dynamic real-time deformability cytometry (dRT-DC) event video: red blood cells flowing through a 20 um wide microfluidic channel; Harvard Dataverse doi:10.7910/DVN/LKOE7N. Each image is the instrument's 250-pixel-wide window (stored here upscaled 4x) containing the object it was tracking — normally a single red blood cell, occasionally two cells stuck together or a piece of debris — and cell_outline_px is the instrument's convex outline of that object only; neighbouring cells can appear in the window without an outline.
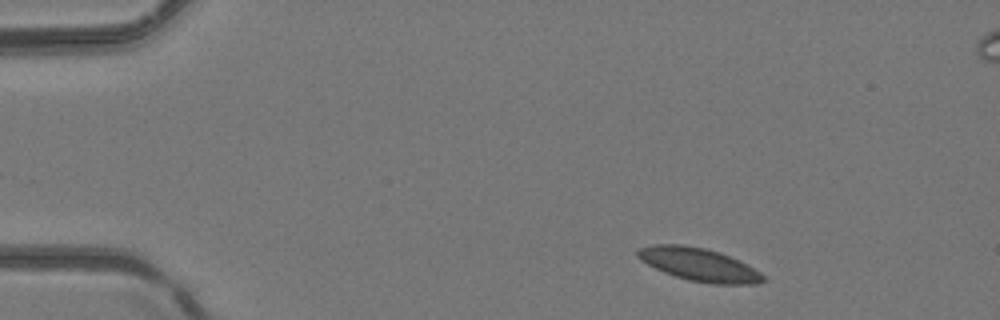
{"species": "common noctule bat (a hibernating species)", "species_latin": "Nyctalus noctula", "temperature_condition": "room temperature", "stored_images_in_passage": 3, "camera_frame_rate_fps": 3000, "um_per_image_px": 0.085, "animal": {"sex": "female", "body_mass_g": 24.6, "forearm_length_mm": 56.2}, "frame": {"image": 1, "passage_image": 1, "time_ms": 0.0, "image_size_px": [1000, 320], "cell_outline_px": [[768, 280], [756, 284], [712, 284], [688, 280], [664, 272], [640, 260], [636, 256], [636, 252], [640, 248], [656, 244], [684, 244], [704, 248], [720, 252], [740, 260], [760, 272]], "centroid_in_image_um": [59.44, 22.49], "position_along_channel_um": 25.6, "area_um2": 24.22}}